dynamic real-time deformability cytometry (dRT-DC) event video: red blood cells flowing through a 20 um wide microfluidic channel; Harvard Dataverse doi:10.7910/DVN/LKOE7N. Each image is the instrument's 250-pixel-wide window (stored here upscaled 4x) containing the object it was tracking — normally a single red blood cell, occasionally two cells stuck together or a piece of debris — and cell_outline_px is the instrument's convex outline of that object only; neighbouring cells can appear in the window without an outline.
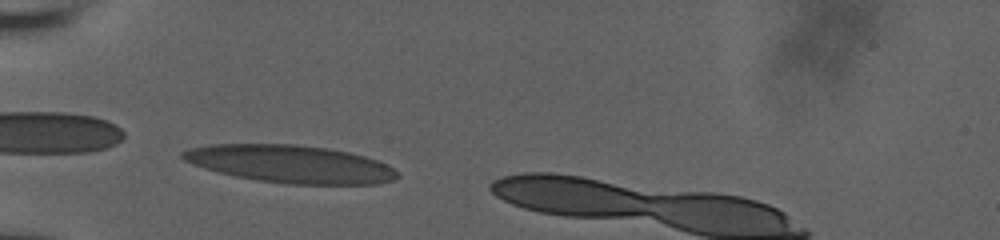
{"species": "human", "species_latin": "Homo sapiens", "temperature_condition": "room temperature", "stored_images_in_passage": 32, "camera_frame_rate_fps": 3000, "um_per_image_px": 0.085, "donor": {"sex": "male"}, "frame": {"image": 1, "passage_image": 1, "time_ms": 0.0, "image_size_px": [1000, 240], "cell_outline_px": [[400, 176], [392, 180], [380, 184], [288, 184], [256, 180], [236, 176], [204, 168], [184, 160], [180, 156], [180, 152], [188, 148], [212, 144], [296, 144], [328, 148], [348, 152], [364, 156], [376, 160], [400, 172]], "centroid_in_image_um": [24.68, 13.94], "position_along_channel_um": 60.3, "area_um2": 47.11}}
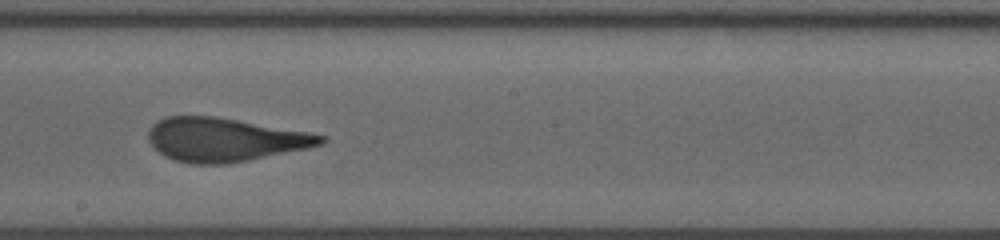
{"frame": {"image": 2, "passage_image": 15, "time_ms": 4.667, "image_size_px": [1000, 240], "cell_outline_px": [[328, 140], [324, 144], [308, 148], [228, 164], [192, 164], [172, 160], [164, 156], [148, 140], [148, 128], [156, 120], [164, 116], [212, 116], [308, 132], [328, 136]], "centroid_in_image_um": [19.08, 11.87], "position_along_channel_um": 229.1, "area_um2": 43.87}}
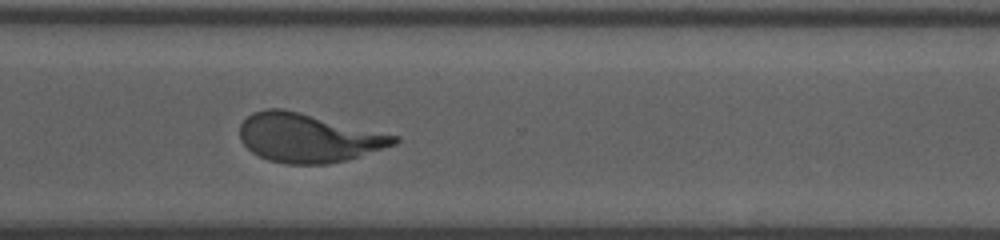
{"frame": {"image": 3, "passage_image": 24, "time_ms": 7.667, "image_size_px": [1000, 240], "cell_outline_px": [[400, 140], [396, 144], [348, 160], [328, 164], [288, 164], [268, 160], [252, 152], [240, 140], [240, 124], [252, 112], [264, 108], [284, 108], [400, 136]], "centroid_in_image_um": [26.2, 11.71], "position_along_channel_um": 344.4, "area_um2": 44.1}}